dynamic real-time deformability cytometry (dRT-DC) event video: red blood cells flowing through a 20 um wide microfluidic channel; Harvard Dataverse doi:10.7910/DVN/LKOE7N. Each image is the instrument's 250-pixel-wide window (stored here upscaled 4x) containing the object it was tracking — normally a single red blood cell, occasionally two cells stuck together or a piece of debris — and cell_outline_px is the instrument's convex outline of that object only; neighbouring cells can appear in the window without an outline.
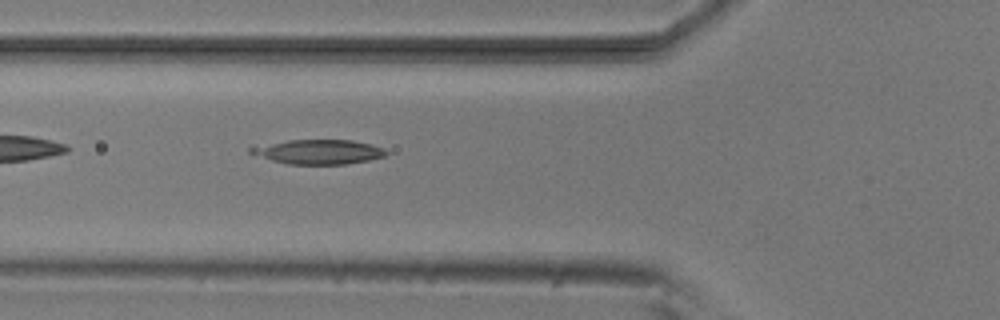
{"species": "common noctule bat (a hibernating species)", "species_latin": "Nyctalus noctula", "temperature_condition": "room temperature", "stored_images_in_passage": 31, "camera_frame_rate_fps": 3000, "um_per_image_px": 0.085, "animal": {"sex": "male", "body_mass_g": 20.5, "forearm_length_mm": 52.5}, "frame": {"image": 1, "passage_image": 5, "time_ms": 1.333, "image_size_px": [1000, 320], "cell_outline_px": [[388, 152], [384, 156], [368, 160], [344, 164], [288, 164], [272, 160], [248, 152], [248, 148], [252, 144], [288, 140], [352, 140], [372, 144], [384, 148]], "centroid_in_image_um": [27.0, 12.88], "position_along_channel_um": 98.8, "area_um2": 19.54}}
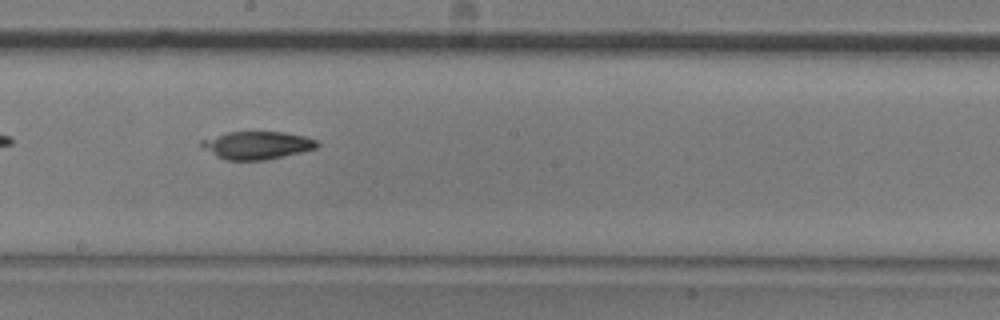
{"frame": {"image": 2, "passage_image": 15, "time_ms": 4.667, "image_size_px": [1000, 320], "cell_outline_px": [[320, 144], [316, 148], [300, 152], [264, 160], [228, 160], [216, 156], [200, 148], [200, 140], [228, 132], [284, 132], [304, 136], [316, 140]], "centroid_in_image_um": [21.8, 12.34], "position_along_channel_um": 226.4, "area_um2": 18.67}}
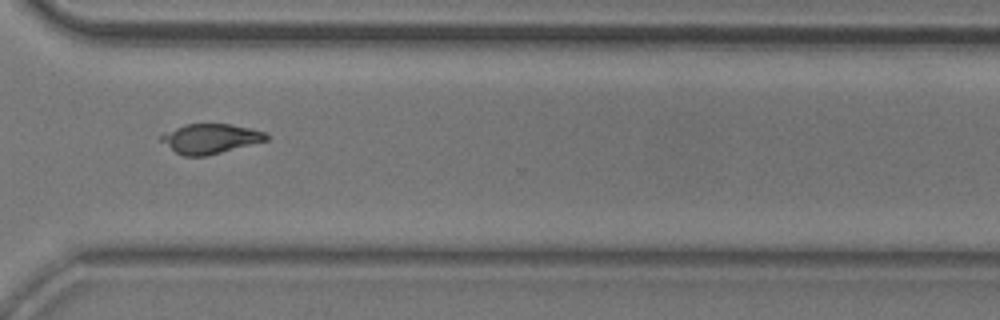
{"frame": {"image": 3, "passage_image": 25, "time_ms": 8.0, "image_size_px": [1000, 320], "cell_outline_px": [[272, 136], [268, 140], [204, 156], [184, 156], [176, 152], [160, 140], [160, 136], [164, 132], [184, 124], [232, 124], [264, 132]], "centroid_in_image_um": [17.88, 11.77], "position_along_channel_um": 352.7, "area_um2": 18.03}, "authors_computed_cell_mechanics": {"area_um2": 18.7272, "velocity_mm_per_s": 3.8164, "shape_relaxation_time_tau1_ms": 7.3308, "shape_relaxation_time_tau2_ms": null, "deformation_change_tau1": 0.1924, "deformation_change_tau2": null}}